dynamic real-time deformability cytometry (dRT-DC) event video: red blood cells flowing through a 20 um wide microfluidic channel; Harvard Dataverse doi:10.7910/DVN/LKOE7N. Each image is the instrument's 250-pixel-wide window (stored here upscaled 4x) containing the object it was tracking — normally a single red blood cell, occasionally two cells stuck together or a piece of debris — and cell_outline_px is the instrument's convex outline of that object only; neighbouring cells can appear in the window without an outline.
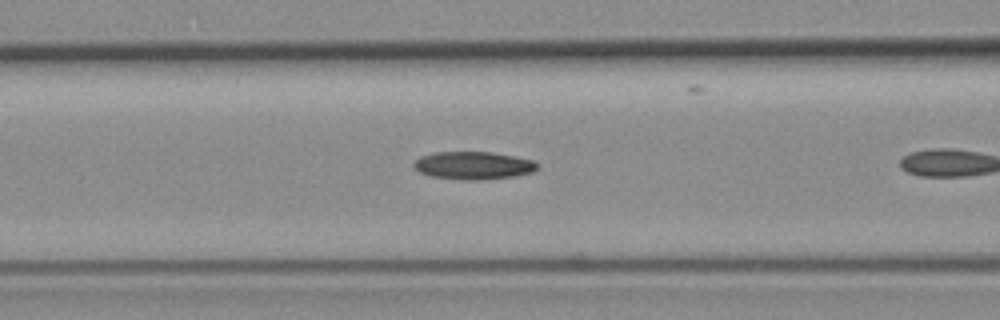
{"species": "common noctule bat (a hibernating species)", "species_latin": "Nyctalus noctula", "temperature_condition": "room temperature", "stored_images_in_passage": 10, "camera_frame_rate_fps": 3000, "um_per_image_px": 0.085, "animal": {"sex": "female", "body_mass_g": 19.3, "forearm_length_mm": 54.1}, "frame": {"image": 1, "passage_image": 9, "time_ms": 2.667, "image_size_px": [1000, 320], "cell_outline_px": [[540, 164], [532, 172], [516, 176], [484, 180], [464, 180], [432, 176], [420, 172], [412, 164], [420, 156], [436, 152], [492, 152], [532, 160]], "centroid_in_image_um": [40.25, 14.07], "position_along_channel_um": 126.4, "area_um2": 19.94}}